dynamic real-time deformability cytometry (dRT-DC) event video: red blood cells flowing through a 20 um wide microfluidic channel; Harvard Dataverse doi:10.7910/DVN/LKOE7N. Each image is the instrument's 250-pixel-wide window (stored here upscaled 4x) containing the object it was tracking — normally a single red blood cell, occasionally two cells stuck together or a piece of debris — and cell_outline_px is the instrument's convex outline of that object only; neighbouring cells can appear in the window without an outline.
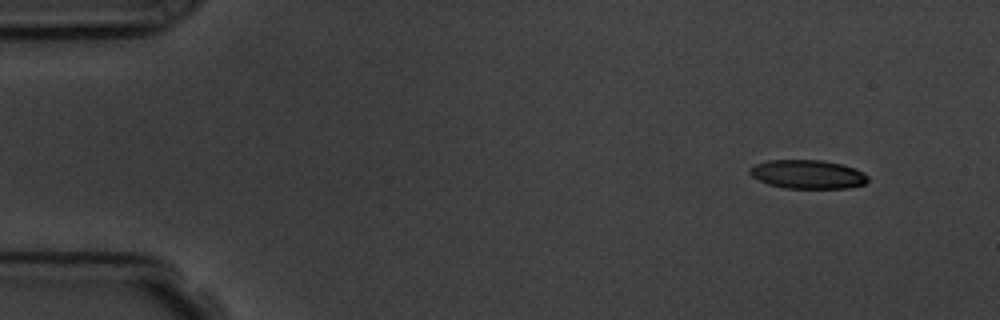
{"species": "common noctule bat (a hibernating species)", "species_latin": "Nyctalus noctula", "temperature_condition": "room temperature", "stored_images_in_passage": 4, "camera_frame_rate_fps": 3000, "um_per_image_px": 0.085, "animal": {"sex": "male", "body_mass_g": 19.5, "forearm_length_mm": 54.6}, "frame": {"image": 1, "passage_image": 1, "time_ms": 0.0, "image_size_px": [1000, 320], "cell_outline_px": [[868, 180], [864, 184], [848, 188], [784, 188], [768, 184], [752, 176], [748, 172], [748, 168], [756, 164], [768, 160], [824, 160], [844, 164], [856, 168], [864, 172], [868, 176]], "centroid_in_image_um": [68.68, 14.81], "position_along_channel_um": 16.3, "area_um2": 20.0}}